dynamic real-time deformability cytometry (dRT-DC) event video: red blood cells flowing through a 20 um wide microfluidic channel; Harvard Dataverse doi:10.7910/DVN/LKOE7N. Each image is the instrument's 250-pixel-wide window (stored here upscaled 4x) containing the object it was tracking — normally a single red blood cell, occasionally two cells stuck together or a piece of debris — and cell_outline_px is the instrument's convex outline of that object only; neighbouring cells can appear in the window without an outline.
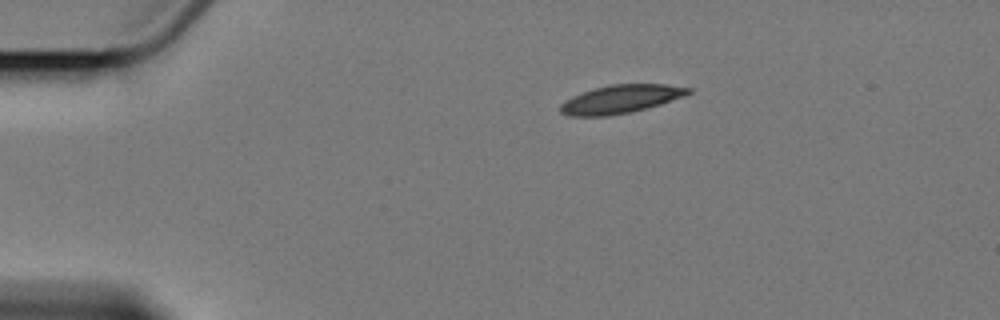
{"species": "Egyptian fruit bat (a non-hibernating species)", "species_latin": "Rousettus aegyptiacus", "temperature_condition": "cold", "stored_images_in_passage": 3, "camera_frame_rate_fps": 3000, "um_per_image_px": 0.085, "animal": {"sex": "female"}, "frame": {"image": 1, "passage_image": 3, "time_ms": 3.0, "image_size_px": [1000, 320], "cell_outline_px": [[692, 92], [684, 96], [660, 104], [628, 112], [608, 116], [568, 116], [560, 112], [560, 104], [564, 100], [572, 96], [592, 88], [612, 84], [668, 84], [692, 88]], "centroid_in_image_um": [52.73, 8.41], "position_along_channel_um": 32.3, "area_um2": 21.1}}